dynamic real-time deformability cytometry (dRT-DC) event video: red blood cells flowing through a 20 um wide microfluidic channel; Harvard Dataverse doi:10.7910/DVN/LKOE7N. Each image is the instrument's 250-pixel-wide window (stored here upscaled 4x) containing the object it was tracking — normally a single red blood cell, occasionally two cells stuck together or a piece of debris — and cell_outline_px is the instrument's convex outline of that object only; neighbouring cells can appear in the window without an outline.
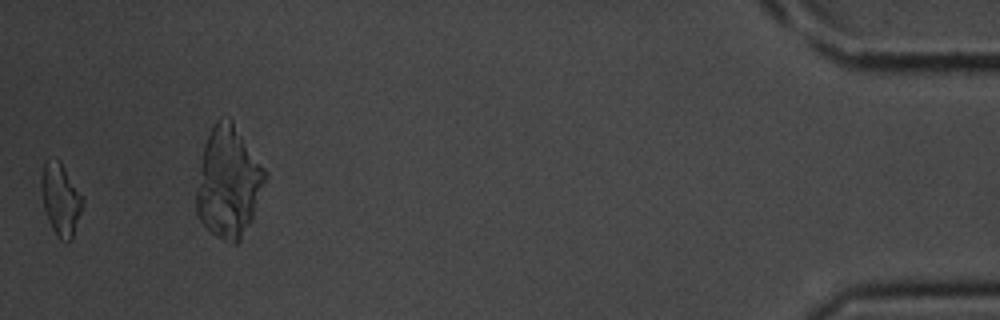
{"species": "common noctule bat (a hibernating species)", "species_latin": "Nyctalus noctula", "temperature_condition": "room temperature", "stored_images_in_passage": 24, "camera_frame_rate_fps": 3000, "um_per_image_px": 0.085, "animal": {"sex": "male", "body_mass_g": 20.1, "forearm_length_mm": 53.5}, "frame": {"image": 1, "passage_image": 24, "time_ms": 7.667, "image_size_px": [1000, 320], "cell_outline_px": [[84, 204], [72, 240], [60, 240], [56, 236], [48, 220], [44, 208], [40, 188], [40, 180], [44, 160], [60, 160], [84, 200]], "centroid_in_image_um": [5.14, 16.95], "position_along_channel_um": 430.1, "area_um2": 17.4}}